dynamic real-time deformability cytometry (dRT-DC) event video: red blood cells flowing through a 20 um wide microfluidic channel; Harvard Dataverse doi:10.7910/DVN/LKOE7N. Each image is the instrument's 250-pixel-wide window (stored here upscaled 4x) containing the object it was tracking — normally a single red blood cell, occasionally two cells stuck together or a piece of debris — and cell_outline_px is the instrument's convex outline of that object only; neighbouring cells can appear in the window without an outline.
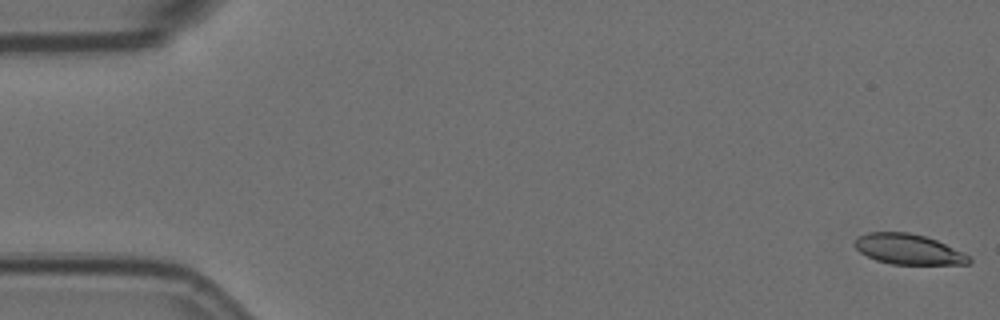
{"species": "Egyptian fruit bat (a non-hibernating species)", "species_latin": "Rousettus aegyptiacus", "temperature_condition": "room temperature", "stored_images_in_passage": 5, "camera_frame_rate_fps": 3000, "um_per_image_px": 0.085, "animal": {"sex": "female"}, "frame": {"image": 1, "passage_image": 1, "time_ms": 0.0, "image_size_px": [1000, 320], "cell_outline_px": [[972, 260], [968, 264], [892, 264], [876, 260], [860, 252], [856, 248], [856, 240], [860, 236], [868, 232], [908, 232], [924, 236], [936, 240], [968, 256]], "centroid_in_image_um": [77.19, 21.19], "position_along_channel_um": 7.8, "area_um2": 19.71}}